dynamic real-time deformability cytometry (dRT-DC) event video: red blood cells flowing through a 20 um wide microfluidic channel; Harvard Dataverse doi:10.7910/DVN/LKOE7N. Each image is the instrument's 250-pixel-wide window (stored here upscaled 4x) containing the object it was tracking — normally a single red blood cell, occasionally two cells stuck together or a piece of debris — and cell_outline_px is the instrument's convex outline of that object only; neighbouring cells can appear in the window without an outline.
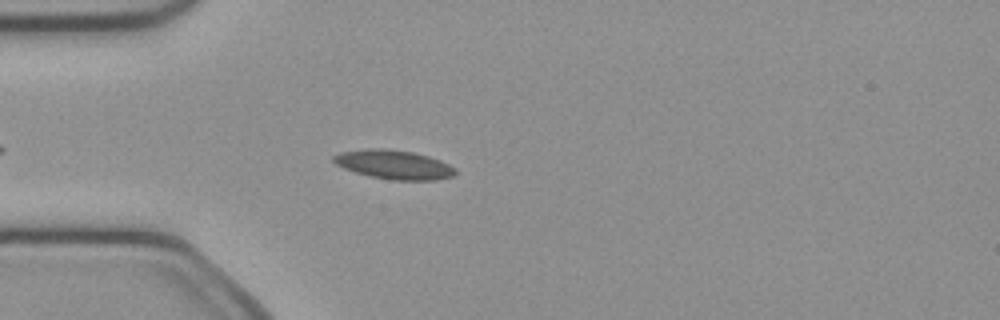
{"species": "common noctule bat (a hibernating species)", "species_latin": "Nyctalus noctula", "temperature_condition": "cold", "stored_images_in_passage": 39, "camera_frame_rate_fps": 3000, "um_per_image_px": 0.085, "animal": {"sex": "female", "body_mass_g": 21.9}, "frame": {"image": 1, "passage_image": 7, "time_ms": 2.0, "image_size_px": [1000, 320], "cell_outline_px": [[456, 176], [436, 180], [392, 180], [368, 176], [344, 168], [336, 164], [332, 160], [332, 156], [340, 152], [372, 148], [384, 148], [412, 152], [428, 156], [440, 160], [456, 168]], "centroid_in_image_um": [33.5, 14.0], "position_along_channel_um": 51.5, "area_um2": 20.69}}
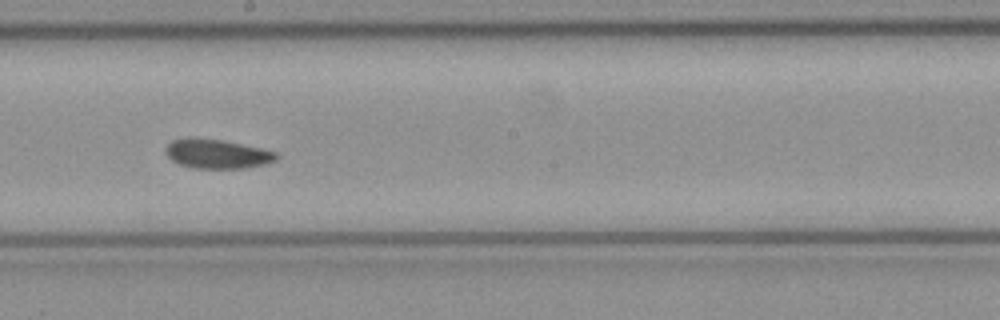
{"frame": {"image": 2, "passage_image": 21, "time_ms": 6.667, "image_size_px": [1000, 320], "cell_outline_px": [[280, 156], [276, 160], [268, 164], [244, 168], [192, 168], [180, 164], [172, 160], [168, 156], [168, 144], [172, 140], [220, 140], [260, 148], [276, 152]], "centroid_in_image_um": [18.56, 13.13], "position_along_channel_um": 229.6, "area_um2": 18.09}}
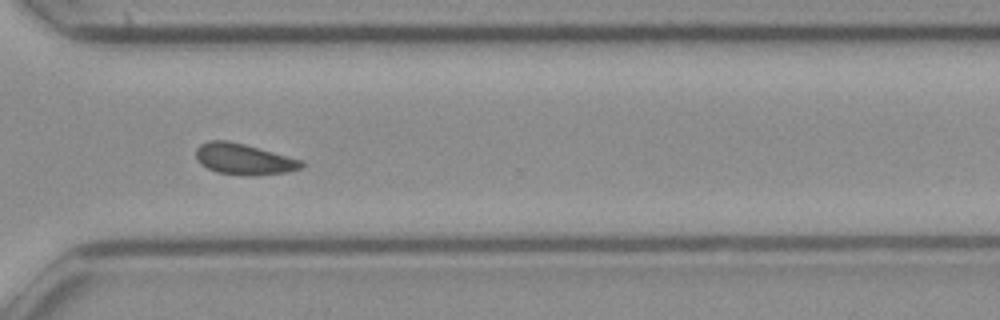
{"frame": {"image": 3, "passage_image": 30, "time_ms": 9.667, "image_size_px": [1000, 320], "cell_outline_px": [[304, 164], [300, 168], [284, 172], [252, 176], [248, 176], [216, 172], [200, 164], [196, 156], [196, 148], [200, 144], [208, 140], [228, 140], [244, 144], [304, 160]], "centroid_in_image_um": [20.7, 13.52], "position_along_channel_um": 349.9, "area_um2": 19.07}, "authors_computed_cell_mechanics": {"area_um2": 18.9006, "velocity_mm_per_s": 4.0146, "shape_relaxation_time_tau1_ms": 4.0643, "shape_relaxation_time_tau2_ms": null, "deformation_change_tau1": 0.1, "deformation_change_tau2": null}}